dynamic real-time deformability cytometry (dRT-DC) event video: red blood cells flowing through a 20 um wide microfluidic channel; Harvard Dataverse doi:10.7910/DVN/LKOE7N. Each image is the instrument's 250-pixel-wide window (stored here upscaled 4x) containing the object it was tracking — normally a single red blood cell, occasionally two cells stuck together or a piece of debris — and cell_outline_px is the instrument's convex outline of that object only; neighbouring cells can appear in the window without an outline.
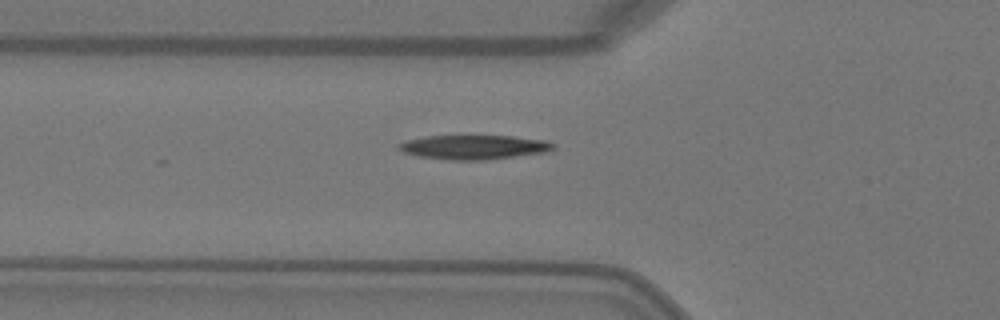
{"species": "Egyptian fruit bat (a non-hibernating species)", "species_latin": "Rousettus aegyptiacus", "temperature_condition": "warm", "stored_images_in_passage": 7, "camera_frame_rate_fps": 3000, "um_per_image_px": 0.085, "animal": {"sex": "female"}, "frame": {"image": 1, "passage_image": 7, "time_ms": 2.0, "image_size_px": [1000, 320], "cell_outline_px": [[556, 144], [552, 148], [544, 152], [484, 160], [452, 160], [420, 156], [404, 152], [400, 148], [400, 144], [408, 140], [424, 136], [512, 136], [544, 140]], "centroid_in_image_um": [40.3, 12.5], "position_along_channel_um": 85.5, "area_um2": 21.33}}